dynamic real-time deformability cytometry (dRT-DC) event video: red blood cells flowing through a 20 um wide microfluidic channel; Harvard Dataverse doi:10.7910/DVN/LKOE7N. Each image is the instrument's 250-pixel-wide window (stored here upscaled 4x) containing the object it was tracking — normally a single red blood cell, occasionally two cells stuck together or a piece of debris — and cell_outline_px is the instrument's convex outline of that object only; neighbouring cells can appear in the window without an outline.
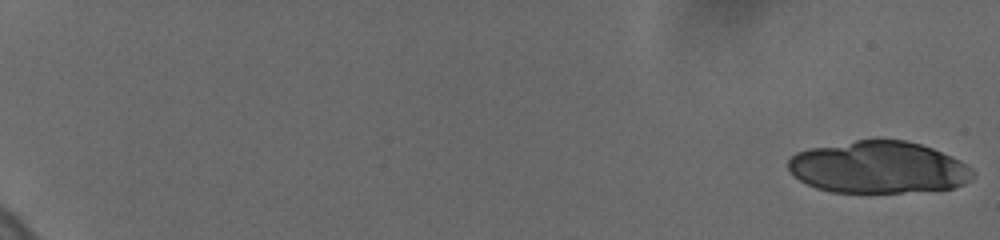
{"species": "human", "species_latin": "Homo sapiens", "temperature_condition": "cold", "stored_images_in_passage": 18, "camera_frame_rate_fps": 3000, "um_per_image_px": 0.085, "donor": {"sex": "female"}, "frame": {"image": 1, "passage_image": 1, "time_ms": 0.0, "image_size_px": [1000, 240], "cell_outline_px": [[976, 176], [972, 180], [964, 184], [952, 188], [900, 192], [832, 192], [816, 188], [800, 180], [788, 168], [788, 160], [796, 152], [808, 148], [880, 136], [904, 140], [920, 144], [932, 148], [960, 160], [972, 168], [976, 172]], "centroid_in_image_um": [74.69, 14.19], "position_along_channel_um": 10.3, "area_um2": 56.64}}